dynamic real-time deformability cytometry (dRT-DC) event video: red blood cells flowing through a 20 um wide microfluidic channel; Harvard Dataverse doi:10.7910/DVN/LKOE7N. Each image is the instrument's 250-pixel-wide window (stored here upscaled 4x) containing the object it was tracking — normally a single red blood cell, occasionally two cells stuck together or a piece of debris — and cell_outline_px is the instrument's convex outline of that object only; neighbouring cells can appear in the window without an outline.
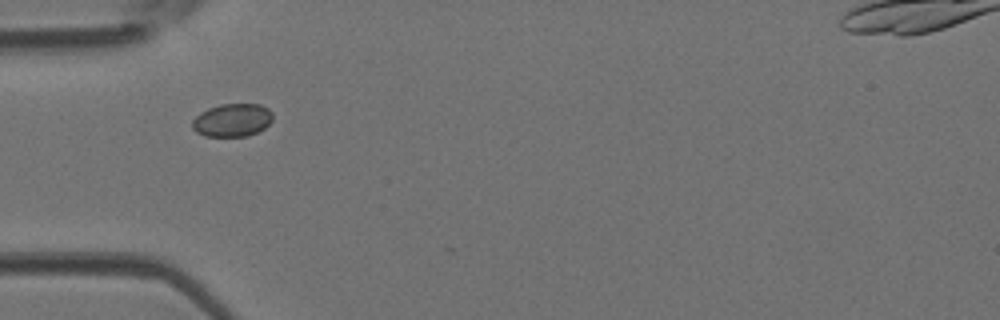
{"species": "Egyptian fruit bat (a non-hibernating species)", "species_latin": "Rousettus aegyptiacus", "temperature_condition": "room temperature", "stored_images_in_passage": 4, "camera_frame_rate_fps": 3000, "um_per_image_px": 0.085, "animal": {"sex": "female"}, "frame": {"image": 1, "passage_image": 1, "time_ms": 0.0, "image_size_px": [1000, 320], "cell_outline_px": [[272, 120], [264, 128], [248, 136], [204, 136], [196, 132], [192, 128], [192, 120], [200, 112], [208, 108], [220, 104], [260, 104], [268, 108], [272, 112]], "centroid_in_image_um": [19.73, 10.2], "position_along_channel_um": 65.3, "area_um2": 15.55}}